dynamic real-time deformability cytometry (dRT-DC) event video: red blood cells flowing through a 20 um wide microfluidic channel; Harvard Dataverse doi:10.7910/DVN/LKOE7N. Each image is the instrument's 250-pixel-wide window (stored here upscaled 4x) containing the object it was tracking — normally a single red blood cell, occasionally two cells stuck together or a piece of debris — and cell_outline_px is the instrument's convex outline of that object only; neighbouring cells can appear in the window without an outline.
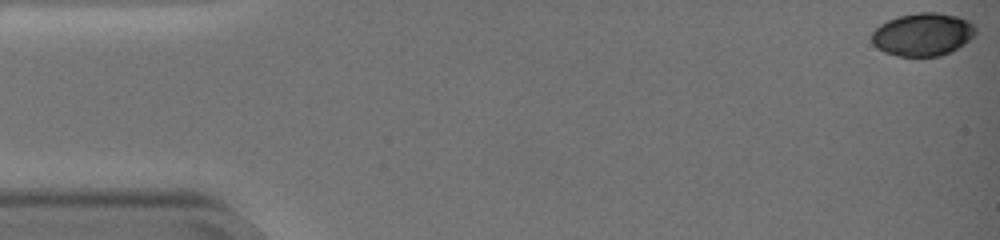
{"species": "common noctule bat (a hibernating species)", "species_latin": "Nyctalus noctula", "temperature_condition": "warm", "stored_images_in_passage": 55, "camera_frame_rate_fps": 3000, "um_per_image_px": 0.085, "animal": {"sex": "female", "body_mass_g": 19.0, "forearm_length_mm": 51.5}, "frame": {"image": 1, "passage_image": 1, "time_ms": 0.0, "image_size_px": [1000, 240], "cell_outline_px": [[976, 36], [964, 44], [940, 56], [896, 56], [884, 52], [876, 48], [872, 44], [872, 32], [880, 24], [888, 20], [900, 16], [920, 12], [936, 12], [956, 16], [968, 20], [976, 24]], "centroid_in_image_um": [78.45, 2.93], "position_along_channel_um": 6.6, "area_um2": 26.13}}
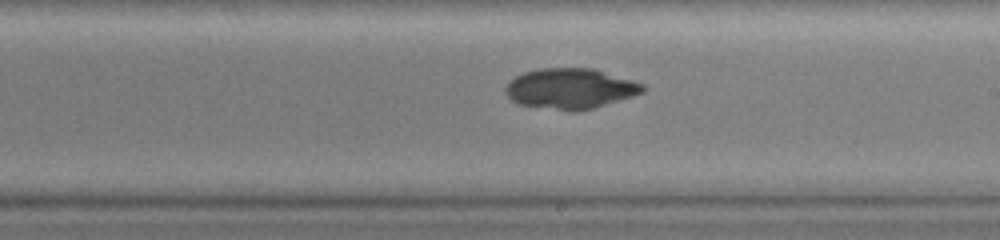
{"frame": {"image": 2, "passage_image": 35, "time_ms": 11.333, "image_size_px": [1000, 240], "cell_outline_px": [[644, 92], [632, 96], [592, 108], [576, 112], [568, 112], [516, 104], [504, 92], [504, 88], [516, 76], [524, 72], [540, 68], [596, 68], [644, 84]], "centroid_in_image_um": [48.46, 7.54], "position_along_channel_um": 240.5, "area_um2": 32.54}}
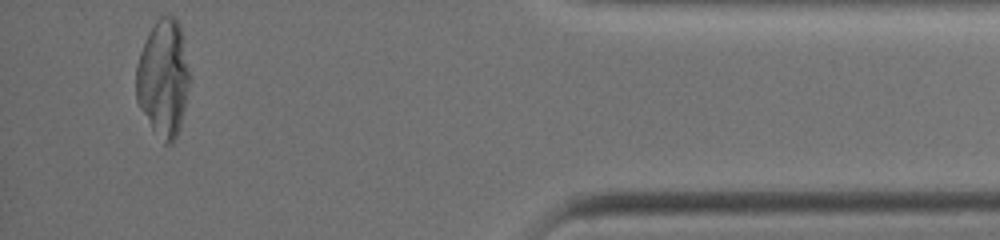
{"frame": {"image": 3, "passage_image": 55, "time_ms": 18.0, "image_size_px": [1000, 240], "cell_outline_px": [[188, 88], [180, 128], [172, 144], [164, 144], [152, 128], [140, 108], [136, 100], [136, 64], [140, 52], [148, 32], [156, 16], [164, 12], [176, 16], [180, 24], [188, 68]], "centroid_in_image_um": [13.86, 6.57], "position_along_channel_um": 421.3, "area_um2": 36.7}}